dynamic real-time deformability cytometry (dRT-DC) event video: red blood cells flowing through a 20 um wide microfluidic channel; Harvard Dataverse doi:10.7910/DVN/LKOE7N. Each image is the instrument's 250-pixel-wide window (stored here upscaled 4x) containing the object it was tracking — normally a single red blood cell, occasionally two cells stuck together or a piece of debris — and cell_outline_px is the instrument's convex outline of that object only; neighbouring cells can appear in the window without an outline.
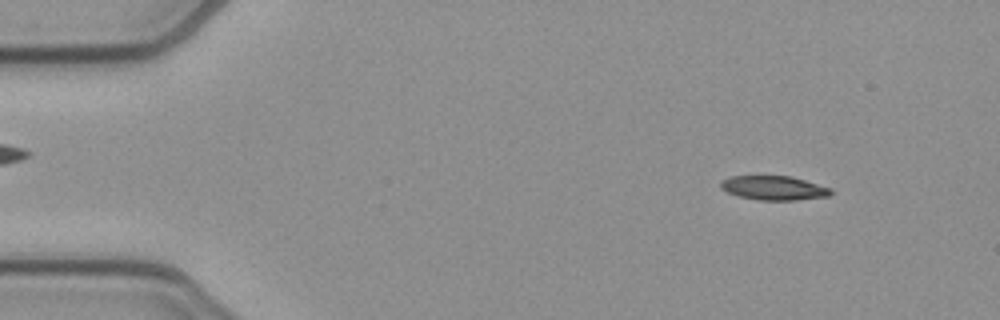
{"species": "common noctule bat (a hibernating species)", "species_latin": "Nyctalus noctula", "temperature_condition": "cold", "stored_images_in_passage": 51, "camera_frame_rate_fps": 3000, "um_per_image_px": 0.085, "animal": {"sex": "female", "body_mass_g": 21.9}, "frame": {"image": 1, "passage_image": 5, "time_ms": 1.333, "image_size_px": [1000, 320], "cell_outline_px": [[832, 192], [828, 196], [796, 200], [760, 200], [740, 196], [728, 192], [720, 188], [720, 180], [732, 176], [792, 176], [832, 188]], "centroid_in_image_um": [65.78, 15.97], "position_along_channel_um": 19.2, "area_um2": 15.49}}
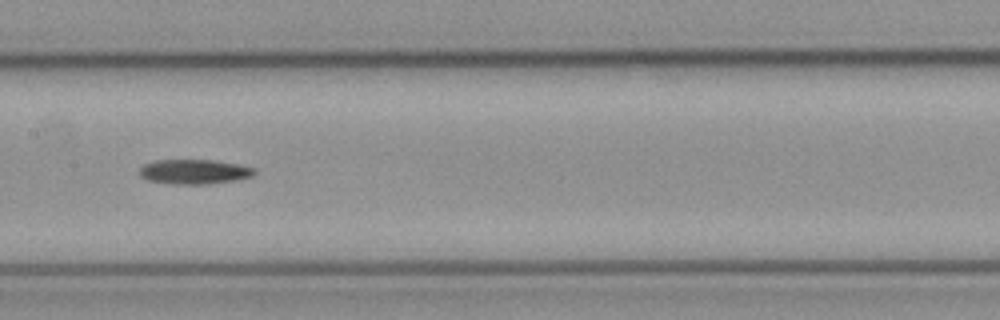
{"frame": {"image": 2, "passage_image": 25, "time_ms": 8.0, "image_size_px": [1000, 320], "cell_outline_px": [[256, 172], [252, 176], [236, 180], [208, 184], [172, 184], [148, 180], [140, 176], [140, 168], [144, 164], [156, 160], [216, 160], [256, 168]], "centroid_in_image_um": [16.52, 14.59], "position_along_channel_um": 190.9, "area_um2": 16.53}}
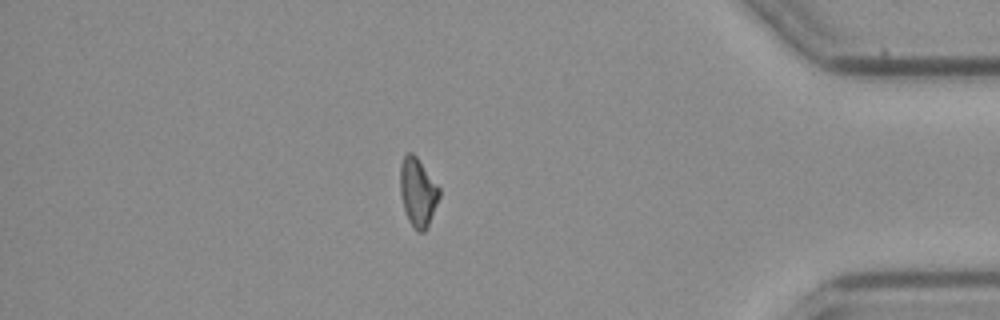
{"frame": {"image": 3, "passage_image": 44, "time_ms": 14.333, "image_size_px": [1000, 320], "cell_outline_px": [[440, 196], [428, 228], [424, 232], [416, 232], [408, 220], [404, 208], [400, 192], [400, 164], [404, 156], [408, 152], [412, 152], [416, 156], [440, 188]], "centroid_in_image_um": [35.52, 16.37], "position_along_channel_um": 399.7, "area_um2": 15.72}}